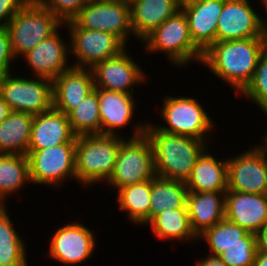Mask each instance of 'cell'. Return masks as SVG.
Returning <instances> with one entry per match:
<instances>
[{
  "label": "cell",
  "instance_id": "obj_1",
  "mask_svg": "<svg viewBox=\"0 0 267 266\" xmlns=\"http://www.w3.org/2000/svg\"><path fill=\"white\" fill-rule=\"evenodd\" d=\"M266 49V37L216 41L203 53L201 64L239 94L252 80Z\"/></svg>",
  "mask_w": 267,
  "mask_h": 266
},
{
  "label": "cell",
  "instance_id": "obj_2",
  "mask_svg": "<svg viewBox=\"0 0 267 266\" xmlns=\"http://www.w3.org/2000/svg\"><path fill=\"white\" fill-rule=\"evenodd\" d=\"M145 135L150 140L156 176L186 182L210 142L159 130L147 122Z\"/></svg>",
  "mask_w": 267,
  "mask_h": 266
},
{
  "label": "cell",
  "instance_id": "obj_3",
  "mask_svg": "<svg viewBox=\"0 0 267 266\" xmlns=\"http://www.w3.org/2000/svg\"><path fill=\"white\" fill-rule=\"evenodd\" d=\"M125 139L124 136L109 134L77 136L76 182L85 188L100 182L106 183L113 172L120 144Z\"/></svg>",
  "mask_w": 267,
  "mask_h": 266
},
{
  "label": "cell",
  "instance_id": "obj_4",
  "mask_svg": "<svg viewBox=\"0 0 267 266\" xmlns=\"http://www.w3.org/2000/svg\"><path fill=\"white\" fill-rule=\"evenodd\" d=\"M142 122L134 124L133 134L120 144L113 172L105 183L112 190L156 176L152 145L145 135L146 122Z\"/></svg>",
  "mask_w": 267,
  "mask_h": 266
},
{
  "label": "cell",
  "instance_id": "obj_5",
  "mask_svg": "<svg viewBox=\"0 0 267 266\" xmlns=\"http://www.w3.org/2000/svg\"><path fill=\"white\" fill-rule=\"evenodd\" d=\"M141 42L145 45L143 49L149 52L147 54L163 52L165 57L178 67L188 66L191 61L201 64L203 52L191 38L188 20L182 9L155 28Z\"/></svg>",
  "mask_w": 267,
  "mask_h": 266
},
{
  "label": "cell",
  "instance_id": "obj_6",
  "mask_svg": "<svg viewBox=\"0 0 267 266\" xmlns=\"http://www.w3.org/2000/svg\"><path fill=\"white\" fill-rule=\"evenodd\" d=\"M165 96L159 115L165 122V126L155 124L159 130L170 134L189 136L205 142L212 141L210 134L213 133V130L215 132V123L197 99L186 95L182 97Z\"/></svg>",
  "mask_w": 267,
  "mask_h": 266
},
{
  "label": "cell",
  "instance_id": "obj_7",
  "mask_svg": "<svg viewBox=\"0 0 267 266\" xmlns=\"http://www.w3.org/2000/svg\"><path fill=\"white\" fill-rule=\"evenodd\" d=\"M63 24L49 10L30 0L6 27L16 60L54 34Z\"/></svg>",
  "mask_w": 267,
  "mask_h": 266
},
{
  "label": "cell",
  "instance_id": "obj_8",
  "mask_svg": "<svg viewBox=\"0 0 267 266\" xmlns=\"http://www.w3.org/2000/svg\"><path fill=\"white\" fill-rule=\"evenodd\" d=\"M63 28L69 32L70 57L77 59L71 63L75 68L92 69L98 62L119 56L127 47L113 33L81 28L73 20L64 22Z\"/></svg>",
  "mask_w": 267,
  "mask_h": 266
},
{
  "label": "cell",
  "instance_id": "obj_9",
  "mask_svg": "<svg viewBox=\"0 0 267 266\" xmlns=\"http://www.w3.org/2000/svg\"><path fill=\"white\" fill-rule=\"evenodd\" d=\"M0 96L11 111L37 115L53 108V81L5 73L0 76Z\"/></svg>",
  "mask_w": 267,
  "mask_h": 266
},
{
  "label": "cell",
  "instance_id": "obj_10",
  "mask_svg": "<svg viewBox=\"0 0 267 266\" xmlns=\"http://www.w3.org/2000/svg\"><path fill=\"white\" fill-rule=\"evenodd\" d=\"M76 143H63L45 149H28L32 184L59 187L67 179L76 180Z\"/></svg>",
  "mask_w": 267,
  "mask_h": 266
},
{
  "label": "cell",
  "instance_id": "obj_11",
  "mask_svg": "<svg viewBox=\"0 0 267 266\" xmlns=\"http://www.w3.org/2000/svg\"><path fill=\"white\" fill-rule=\"evenodd\" d=\"M72 20L81 28L113 33L126 45L134 36L130 5L120 0H88Z\"/></svg>",
  "mask_w": 267,
  "mask_h": 266
},
{
  "label": "cell",
  "instance_id": "obj_12",
  "mask_svg": "<svg viewBox=\"0 0 267 266\" xmlns=\"http://www.w3.org/2000/svg\"><path fill=\"white\" fill-rule=\"evenodd\" d=\"M256 11L249 0H224L216 41L266 37L267 16L264 20Z\"/></svg>",
  "mask_w": 267,
  "mask_h": 266
},
{
  "label": "cell",
  "instance_id": "obj_13",
  "mask_svg": "<svg viewBox=\"0 0 267 266\" xmlns=\"http://www.w3.org/2000/svg\"><path fill=\"white\" fill-rule=\"evenodd\" d=\"M50 238L47 253L51 259L67 266L86 262L97 246L93 231L80 222L59 227Z\"/></svg>",
  "mask_w": 267,
  "mask_h": 266
},
{
  "label": "cell",
  "instance_id": "obj_14",
  "mask_svg": "<svg viewBox=\"0 0 267 266\" xmlns=\"http://www.w3.org/2000/svg\"><path fill=\"white\" fill-rule=\"evenodd\" d=\"M241 152L227 159V191L264 194L267 179L266 157L256 145Z\"/></svg>",
  "mask_w": 267,
  "mask_h": 266
},
{
  "label": "cell",
  "instance_id": "obj_15",
  "mask_svg": "<svg viewBox=\"0 0 267 266\" xmlns=\"http://www.w3.org/2000/svg\"><path fill=\"white\" fill-rule=\"evenodd\" d=\"M127 51L128 49L117 57L98 62L92 68L95 88L134 94V87L146 81L147 74Z\"/></svg>",
  "mask_w": 267,
  "mask_h": 266
},
{
  "label": "cell",
  "instance_id": "obj_16",
  "mask_svg": "<svg viewBox=\"0 0 267 266\" xmlns=\"http://www.w3.org/2000/svg\"><path fill=\"white\" fill-rule=\"evenodd\" d=\"M58 29L54 34L38 43L23 55L26 65L32 70L34 77L53 81L58 75L69 70L70 47L65 43ZM61 35V36H60Z\"/></svg>",
  "mask_w": 267,
  "mask_h": 266
},
{
  "label": "cell",
  "instance_id": "obj_17",
  "mask_svg": "<svg viewBox=\"0 0 267 266\" xmlns=\"http://www.w3.org/2000/svg\"><path fill=\"white\" fill-rule=\"evenodd\" d=\"M225 218L247 232L258 234L267 227V198L264 194L227 191Z\"/></svg>",
  "mask_w": 267,
  "mask_h": 266
},
{
  "label": "cell",
  "instance_id": "obj_18",
  "mask_svg": "<svg viewBox=\"0 0 267 266\" xmlns=\"http://www.w3.org/2000/svg\"><path fill=\"white\" fill-rule=\"evenodd\" d=\"M94 89L92 69L71 67L53 80V108L67 115Z\"/></svg>",
  "mask_w": 267,
  "mask_h": 266
},
{
  "label": "cell",
  "instance_id": "obj_19",
  "mask_svg": "<svg viewBox=\"0 0 267 266\" xmlns=\"http://www.w3.org/2000/svg\"><path fill=\"white\" fill-rule=\"evenodd\" d=\"M224 0H202L182 8L194 44L204 53L216 42V28Z\"/></svg>",
  "mask_w": 267,
  "mask_h": 266
},
{
  "label": "cell",
  "instance_id": "obj_20",
  "mask_svg": "<svg viewBox=\"0 0 267 266\" xmlns=\"http://www.w3.org/2000/svg\"><path fill=\"white\" fill-rule=\"evenodd\" d=\"M68 116L54 108L34 115L28 149H45L63 143H76Z\"/></svg>",
  "mask_w": 267,
  "mask_h": 266
},
{
  "label": "cell",
  "instance_id": "obj_21",
  "mask_svg": "<svg viewBox=\"0 0 267 266\" xmlns=\"http://www.w3.org/2000/svg\"><path fill=\"white\" fill-rule=\"evenodd\" d=\"M101 134L121 135V128L130 125L135 115L134 94L97 88Z\"/></svg>",
  "mask_w": 267,
  "mask_h": 266
},
{
  "label": "cell",
  "instance_id": "obj_22",
  "mask_svg": "<svg viewBox=\"0 0 267 266\" xmlns=\"http://www.w3.org/2000/svg\"><path fill=\"white\" fill-rule=\"evenodd\" d=\"M225 193L188 191L186 206L191 229L197 237L225 218Z\"/></svg>",
  "mask_w": 267,
  "mask_h": 266
},
{
  "label": "cell",
  "instance_id": "obj_23",
  "mask_svg": "<svg viewBox=\"0 0 267 266\" xmlns=\"http://www.w3.org/2000/svg\"><path fill=\"white\" fill-rule=\"evenodd\" d=\"M129 5L132 32L140 42L180 10L176 0H134Z\"/></svg>",
  "mask_w": 267,
  "mask_h": 266
},
{
  "label": "cell",
  "instance_id": "obj_24",
  "mask_svg": "<svg viewBox=\"0 0 267 266\" xmlns=\"http://www.w3.org/2000/svg\"><path fill=\"white\" fill-rule=\"evenodd\" d=\"M206 150L185 182L190 192H227V158L217 159Z\"/></svg>",
  "mask_w": 267,
  "mask_h": 266
},
{
  "label": "cell",
  "instance_id": "obj_25",
  "mask_svg": "<svg viewBox=\"0 0 267 266\" xmlns=\"http://www.w3.org/2000/svg\"><path fill=\"white\" fill-rule=\"evenodd\" d=\"M34 115L11 111L0 123V154L27 155Z\"/></svg>",
  "mask_w": 267,
  "mask_h": 266
},
{
  "label": "cell",
  "instance_id": "obj_26",
  "mask_svg": "<svg viewBox=\"0 0 267 266\" xmlns=\"http://www.w3.org/2000/svg\"><path fill=\"white\" fill-rule=\"evenodd\" d=\"M152 229L154 235L160 240H173L194 242L199 241L192 231L187 207L180 209H167L157 214L146 226ZM175 240V241H174Z\"/></svg>",
  "mask_w": 267,
  "mask_h": 266
},
{
  "label": "cell",
  "instance_id": "obj_27",
  "mask_svg": "<svg viewBox=\"0 0 267 266\" xmlns=\"http://www.w3.org/2000/svg\"><path fill=\"white\" fill-rule=\"evenodd\" d=\"M152 179L142 183L124 186L117 190L119 210L127 211L128 220L133 225H147L149 223V209L151 206Z\"/></svg>",
  "mask_w": 267,
  "mask_h": 266
},
{
  "label": "cell",
  "instance_id": "obj_28",
  "mask_svg": "<svg viewBox=\"0 0 267 266\" xmlns=\"http://www.w3.org/2000/svg\"><path fill=\"white\" fill-rule=\"evenodd\" d=\"M187 194L185 182L155 176L152 179L149 222L167 209L187 207Z\"/></svg>",
  "mask_w": 267,
  "mask_h": 266
},
{
  "label": "cell",
  "instance_id": "obj_29",
  "mask_svg": "<svg viewBox=\"0 0 267 266\" xmlns=\"http://www.w3.org/2000/svg\"><path fill=\"white\" fill-rule=\"evenodd\" d=\"M203 240L209 247V254L219 256L235 244L258 243L254 233L247 232L239 225L224 218L211 228L206 229L198 240Z\"/></svg>",
  "mask_w": 267,
  "mask_h": 266
},
{
  "label": "cell",
  "instance_id": "obj_30",
  "mask_svg": "<svg viewBox=\"0 0 267 266\" xmlns=\"http://www.w3.org/2000/svg\"><path fill=\"white\" fill-rule=\"evenodd\" d=\"M11 221L7 205H0V266H28L27 244Z\"/></svg>",
  "mask_w": 267,
  "mask_h": 266
},
{
  "label": "cell",
  "instance_id": "obj_31",
  "mask_svg": "<svg viewBox=\"0 0 267 266\" xmlns=\"http://www.w3.org/2000/svg\"><path fill=\"white\" fill-rule=\"evenodd\" d=\"M31 183L27 155L0 154V205Z\"/></svg>",
  "mask_w": 267,
  "mask_h": 266
},
{
  "label": "cell",
  "instance_id": "obj_32",
  "mask_svg": "<svg viewBox=\"0 0 267 266\" xmlns=\"http://www.w3.org/2000/svg\"><path fill=\"white\" fill-rule=\"evenodd\" d=\"M71 130L76 135L101 134L97 88L68 114Z\"/></svg>",
  "mask_w": 267,
  "mask_h": 266
},
{
  "label": "cell",
  "instance_id": "obj_33",
  "mask_svg": "<svg viewBox=\"0 0 267 266\" xmlns=\"http://www.w3.org/2000/svg\"><path fill=\"white\" fill-rule=\"evenodd\" d=\"M239 95L246 97L248 101L251 99L267 116V49L259 59L252 80Z\"/></svg>",
  "mask_w": 267,
  "mask_h": 266
},
{
  "label": "cell",
  "instance_id": "obj_34",
  "mask_svg": "<svg viewBox=\"0 0 267 266\" xmlns=\"http://www.w3.org/2000/svg\"><path fill=\"white\" fill-rule=\"evenodd\" d=\"M258 243L235 244L219 255L227 266H254Z\"/></svg>",
  "mask_w": 267,
  "mask_h": 266
},
{
  "label": "cell",
  "instance_id": "obj_35",
  "mask_svg": "<svg viewBox=\"0 0 267 266\" xmlns=\"http://www.w3.org/2000/svg\"><path fill=\"white\" fill-rule=\"evenodd\" d=\"M36 5L46 8L63 23L72 20L88 0H32Z\"/></svg>",
  "mask_w": 267,
  "mask_h": 266
},
{
  "label": "cell",
  "instance_id": "obj_36",
  "mask_svg": "<svg viewBox=\"0 0 267 266\" xmlns=\"http://www.w3.org/2000/svg\"><path fill=\"white\" fill-rule=\"evenodd\" d=\"M15 58L7 28H0V76L11 72Z\"/></svg>",
  "mask_w": 267,
  "mask_h": 266
},
{
  "label": "cell",
  "instance_id": "obj_37",
  "mask_svg": "<svg viewBox=\"0 0 267 266\" xmlns=\"http://www.w3.org/2000/svg\"><path fill=\"white\" fill-rule=\"evenodd\" d=\"M30 0H0V28H6L9 21Z\"/></svg>",
  "mask_w": 267,
  "mask_h": 266
},
{
  "label": "cell",
  "instance_id": "obj_38",
  "mask_svg": "<svg viewBox=\"0 0 267 266\" xmlns=\"http://www.w3.org/2000/svg\"><path fill=\"white\" fill-rule=\"evenodd\" d=\"M200 259L195 262L196 266H227L219 256L209 254L207 257Z\"/></svg>",
  "mask_w": 267,
  "mask_h": 266
},
{
  "label": "cell",
  "instance_id": "obj_39",
  "mask_svg": "<svg viewBox=\"0 0 267 266\" xmlns=\"http://www.w3.org/2000/svg\"><path fill=\"white\" fill-rule=\"evenodd\" d=\"M258 250L267 253V227L262 229L258 234Z\"/></svg>",
  "mask_w": 267,
  "mask_h": 266
},
{
  "label": "cell",
  "instance_id": "obj_40",
  "mask_svg": "<svg viewBox=\"0 0 267 266\" xmlns=\"http://www.w3.org/2000/svg\"><path fill=\"white\" fill-rule=\"evenodd\" d=\"M254 266H267V253L257 250Z\"/></svg>",
  "mask_w": 267,
  "mask_h": 266
},
{
  "label": "cell",
  "instance_id": "obj_41",
  "mask_svg": "<svg viewBox=\"0 0 267 266\" xmlns=\"http://www.w3.org/2000/svg\"><path fill=\"white\" fill-rule=\"evenodd\" d=\"M10 112L11 109L9 108L8 104L0 96V123L8 117Z\"/></svg>",
  "mask_w": 267,
  "mask_h": 266
},
{
  "label": "cell",
  "instance_id": "obj_42",
  "mask_svg": "<svg viewBox=\"0 0 267 266\" xmlns=\"http://www.w3.org/2000/svg\"><path fill=\"white\" fill-rule=\"evenodd\" d=\"M267 132V130H266ZM265 132V135H263L261 138V144H255L256 147L263 153V155L266 157L267 159V133ZM264 143V144H263Z\"/></svg>",
  "mask_w": 267,
  "mask_h": 266
},
{
  "label": "cell",
  "instance_id": "obj_43",
  "mask_svg": "<svg viewBox=\"0 0 267 266\" xmlns=\"http://www.w3.org/2000/svg\"><path fill=\"white\" fill-rule=\"evenodd\" d=\"M177 1V4H178V7L180 9H182L183 7L189 5V4H192V3H195V2H199V1H202V0H176Z\"/></svg>",
  "mask_w": 267,
  "mask_h": 266
},
{
  "label": "cell",
  "instance_id": "obj_44",
  "mask_svg": "<svg viewBox=\"0 0 267 266\" xmlns=\"http://www.w3.org/2000/svg\"><path fill=\"white\" fill-rule=\"evenodd\" d=\"M259 1H260V0H259ZM260 2H261V4H262V6L264 7V9H265V13H266V15H267V0H261Z\"/></svg>",
  "mask_w": 267,
  "mask_h": 266
},
{
  "label": "cell",
  "instance_id": "obj_45",
  "mask_svg": "<svg viewBox=\"0 0 267 266\" xmlns=\"http://www.w3.org/2000/svg\"><path fill=\"white\" fill-rule=\"evenodd\" d=\"M120 1H122V2H126V3H132L134 0H120Z\"/></svg>",
  "mask_w": 267,
  "mask_h": 266
},
{
  "label": "cell",
  "instance_id": "obj_46",
  "mask_svg": "<svg viewBox=\"0 0 267 266\" xmlns=\"http://www.w3.org/2000/svg\"><path fill=\"white\" fill-rule=\"evenodd\" d=\"M264 196L267 198V179H266V189H265V192H264Z\"/></svg>",
  "mask_w": 267,
  "mask_h": 266
},
{
  "label": "cell",
  "instance_id": "obj_47",
  "mask_svg": "<svg viewBox=\"0 0 267 266\" xmlns=\"http://www.w3.org/2000/svg\"><path fill=\"white\" fill-rule=\"evenodd\" d=\"M265 36H266V43H267V25H266V34H265Z\"/></svg>",
  "mask_w": 267,
  "mask_h": 266
}]
</instances>
